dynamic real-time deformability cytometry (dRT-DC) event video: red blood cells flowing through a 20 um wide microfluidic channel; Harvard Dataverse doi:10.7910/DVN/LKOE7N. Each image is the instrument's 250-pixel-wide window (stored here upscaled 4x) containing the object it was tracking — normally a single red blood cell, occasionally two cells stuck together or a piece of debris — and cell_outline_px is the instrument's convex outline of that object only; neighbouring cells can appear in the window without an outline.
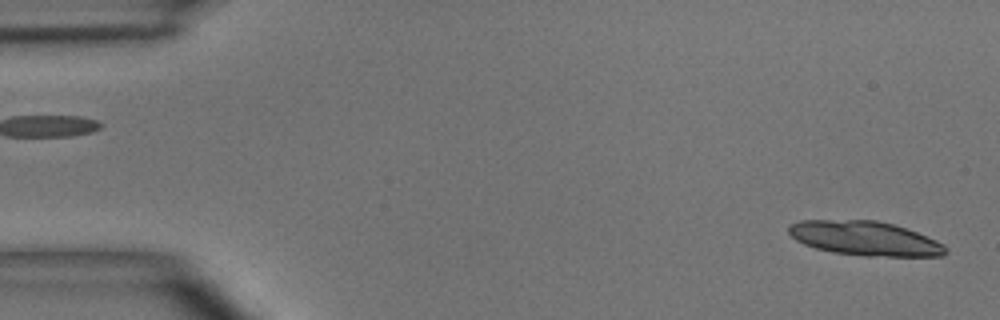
{"species": "common noctule bat (a hibernating species)", "species_latin": "Nyctalus noctula", "temperature_condition": "room temperature", "stored_images_in_passage": 4, "camera_frame_rate_fps": 3000, "um_per_image_px": 0.085, "animal": {"sex": "male", "body_mass_g": 15.6}, "frame": {"image": 1, "passage_image": 4, "time_ms": 3.667, "image_size_px": [1000, 320], "cell_outline_px": [[948, 252], [944, 256], [864, 256], [832, 252], [816, 248], [804, 244], [796, 240], [788, 232], [788, 224], [800, 220], [876, 220], [892, 224], [916, 232], [936, 240], [944, 244], [948, 248]], "centroid_in_image_um": [73.52, 20.26], "position_along_channel_um": 11.5, "area_um2": 31.44}}